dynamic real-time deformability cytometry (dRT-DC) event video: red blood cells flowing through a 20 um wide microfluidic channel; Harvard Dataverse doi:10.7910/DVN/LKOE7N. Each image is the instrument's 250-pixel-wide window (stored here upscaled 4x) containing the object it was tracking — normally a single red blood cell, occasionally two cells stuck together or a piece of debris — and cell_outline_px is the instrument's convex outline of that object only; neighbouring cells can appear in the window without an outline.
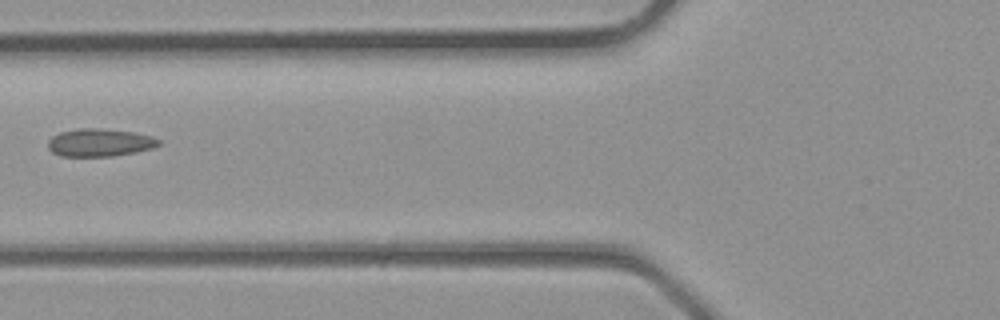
{"species": "common noctule bat (a hibernating species)", "species_latin": "Nyctalus noctula", "temperature_condition": "room temperature", "stored_images_in_passage": 3, "camera_frame_rate_fps": 3000, "um_per_image_px": 0.085, "animal": {"sex": "male", "body_mass_g": 23.1, "forearm_length_mm": 52.7}, "frame": {"image": 1, "passage_image": 3, "time_ms": 0.667, "image_size_px": [1000, 320], "cell_outline_px": [[160, 144], [152, 148], [136, 152], [112, 156], [60, 156], [52, 152], [48, 148], [48, 140], [52, 136], [60, 132], [80, 128], [96, 128], [132, 132], [152, 136], [160, 140]], "centroid_in_image_um": [8.45, 12.12], "position_along_channel_um": 117.3, "area_um2": 17.86}}